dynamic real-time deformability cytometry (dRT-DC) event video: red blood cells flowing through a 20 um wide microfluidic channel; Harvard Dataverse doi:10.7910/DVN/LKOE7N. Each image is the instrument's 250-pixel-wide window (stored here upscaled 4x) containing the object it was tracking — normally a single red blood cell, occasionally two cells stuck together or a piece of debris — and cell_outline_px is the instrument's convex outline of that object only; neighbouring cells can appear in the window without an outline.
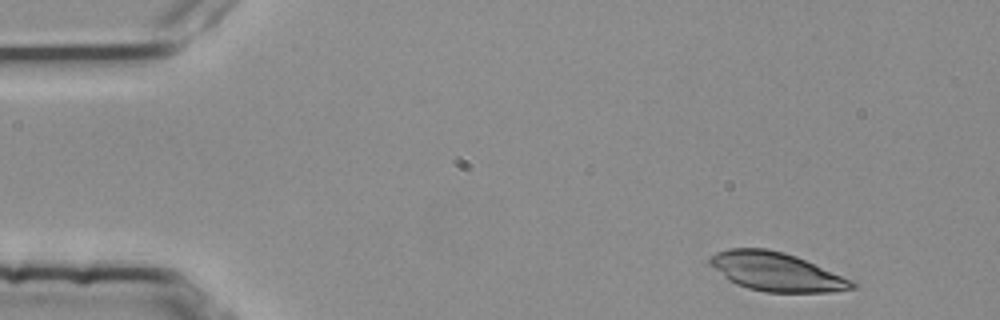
{"species": "common noctule bat (a hibernating species)", "species_latin": "Nyctalus noctula", "temperature_condition": "room temperature", "stored_images_in_passage": 4, "camera_frame_rate_fps": 3000, "um_per_image_px": 0.085, "animal": {"sex": "female", "body_mass_g": 25.1}, "frame": {"image": 1, "passage_image": 1, "time_ms": 0.0, "image_size_px": [1000, 320], "cell_outline_px": [[856, 288], [832, 292], [764, 292], [748, 288], [736, 284], [728, 280], [708, 264], [708, 256], [716, 252], [728, 248], [768, 248], [784, 252], [796, 256], [852, 280], [856, 284]], "centroid_in_image_um": [65.94, 23.09], "position_along_channel_um": 19.1, "area_um2": 32.14}}